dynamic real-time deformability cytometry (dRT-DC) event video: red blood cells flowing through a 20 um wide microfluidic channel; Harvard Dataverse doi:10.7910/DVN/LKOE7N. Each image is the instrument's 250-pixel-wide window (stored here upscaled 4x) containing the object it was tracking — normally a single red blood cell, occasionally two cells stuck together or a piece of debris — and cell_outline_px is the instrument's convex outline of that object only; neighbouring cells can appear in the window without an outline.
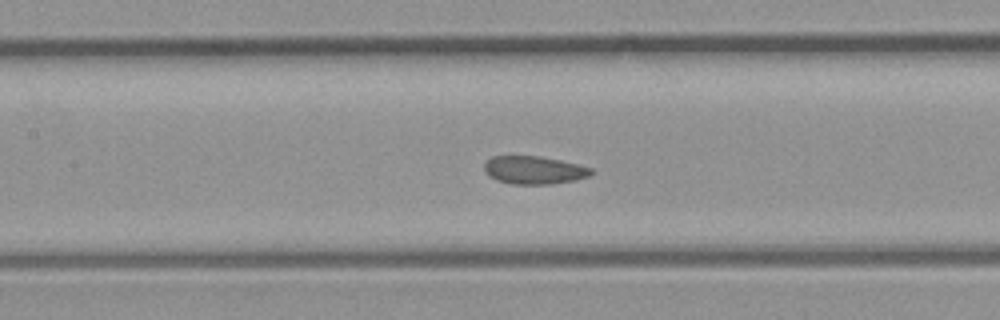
{"species": "common noctule bat (a hibernating species)", "species_latin": "Nyctalus noctula", "temperature_condition": "room temperature", "stored_images_in_passage": 40, "camera_frame_rate_fps": 3000, "um_per_image_px": 0.085, "animal": {"sex": "male", "body_mass_g": 23.1, "forearm_length_mm": 52.7}, "frame": {"image": 1, "passage_image": 18, "time_ms": 5.667, "image_size_px": [1000, 320], "cell_outline_px": [[596, 172], [592, 176], [576, 180], [552, 184], [512, 184], [496, 180], [488, 176], [484, 172], [484, 164], [492, 156], [540, 156], [560, 160], [592, 168]], "centroid_in_image_um": [45.42, 14.47], "position_along_channel_um": 162.0, "area_um2": 17.69}}
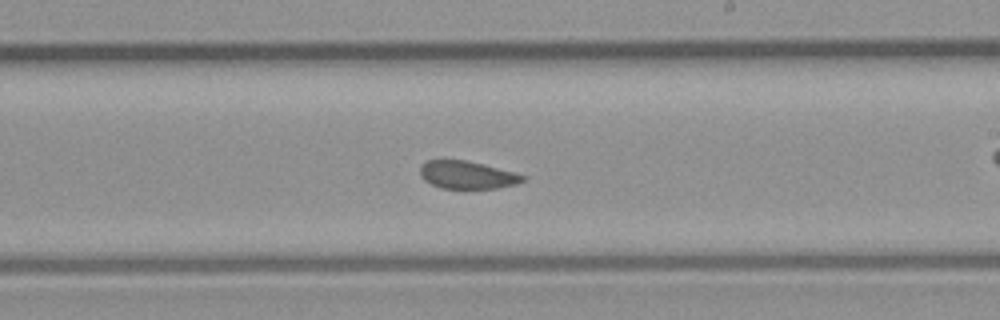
{"frame": {"image": 2, "passage_image": 23, "time_ms": 7.333, "image_size_px": [1000, 320], "cell_outline_px": [[528, 176], [524, 180], [516, 184], [496, 188], [440, 188], [424, 180], [420, 176], [420, 164], [428, 160], [464, 160], [484, 164]], "centroid_in_image_um": [39.69, 14.86], "position_along_channel_um": 249.3, "area_um2": 16.59}}